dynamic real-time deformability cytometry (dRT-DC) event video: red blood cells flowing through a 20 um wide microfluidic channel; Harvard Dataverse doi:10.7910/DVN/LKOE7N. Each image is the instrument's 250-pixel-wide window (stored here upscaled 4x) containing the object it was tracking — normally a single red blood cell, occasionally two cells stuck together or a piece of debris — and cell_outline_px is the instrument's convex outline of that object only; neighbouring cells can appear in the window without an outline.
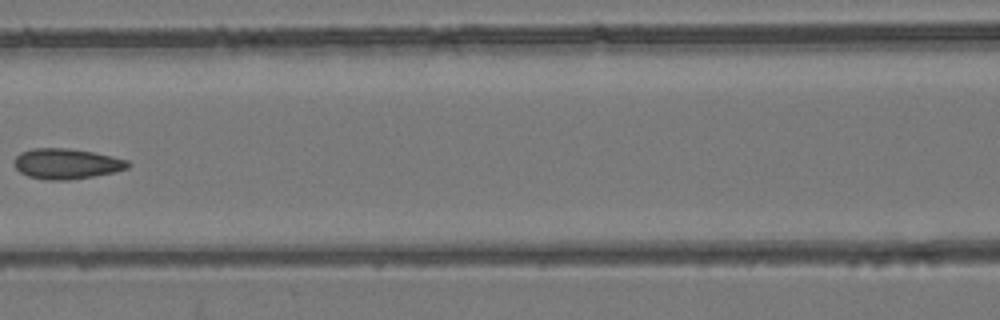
{"species": "common noctule bat (a hibernating species)", "species_latin": "Nyctalus noctula", "temperature_condition": "room temperature", "stored_images_in_passage": 6, "camera_frame_rate_fps": 3000, "um_per_image_px": 0.085, "animal": {"sex": "female", "body_mass_g": 24.6, "forearm_length_mm": 56.2}, "frame": {"image": 1, "passage_image": 5, "time_ms": 8.0, "image_size_px": [1000, 320], "cell_outline_px": [[132, 164], [128, 168], [116, 172], [68, 180], [44, 180], [28, 176], [20, 172], [12, 164], [16, 156], [20, 152], [32, 148], [68, 148], [92, 152], [112, 156], [128, 160]], "centroid_in_image_um": [5.64, 13.92], "position_along_channel_um": 161.0, "area_um2": 20.35}}
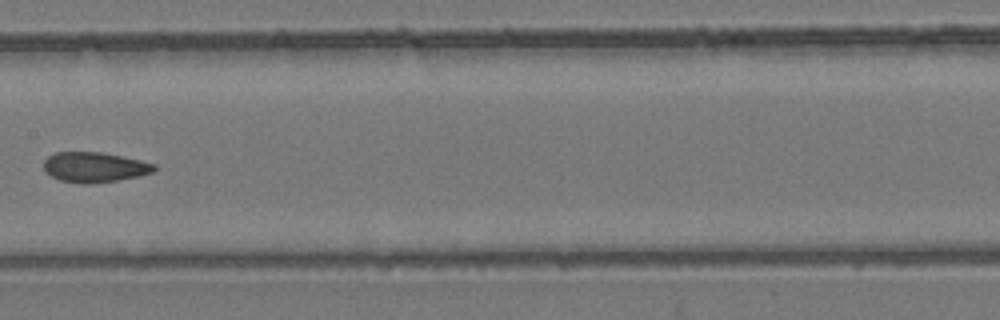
{"frame": {"image": 2, "passage_image": 6, "time_ms": 9.0, "image_size_px": [1000, 320], "cell_outline_px": [[156, 168], [152, 172], [140, 176], [116, 180], [88, 184], [80, 184], [60, 180], [44, 172], [44, 160], [48, 156], [56, 152], [100, 152], [140, 160], [156, 164]], "centroid_in_image_um": [8.01, 14.21], "position_along_channel_um": 199.4, "area_um2": 19.36}}